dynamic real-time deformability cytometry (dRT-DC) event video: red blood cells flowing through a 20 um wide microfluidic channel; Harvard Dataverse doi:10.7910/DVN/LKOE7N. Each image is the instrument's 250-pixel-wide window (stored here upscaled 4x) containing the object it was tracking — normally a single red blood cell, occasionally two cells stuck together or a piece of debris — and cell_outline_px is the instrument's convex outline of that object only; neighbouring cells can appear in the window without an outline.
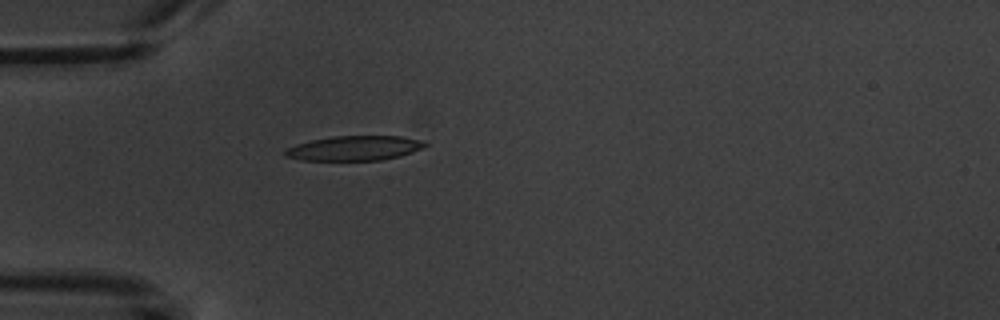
{"species": "common noctule bat (a hibernating species)", "species_latin": "Nyctalus noctula", "temperature_condition": "warm", "stored_images_in_passage": 5, "camera_frame_rate_fps": 3000, "um_per_image_px": 0.085, "animal": {"sex": "male", "body_mass_g": 20.1, "forearm_length_mm": 53.5}, "frame": {"image": 1, "passage_image": 5, "time_ms": 4.667, "image_size_px": [1000, 320], "cell_outline_px": [[428, 144], [424, 148], [400, 156], [380, 160], [300, 160], [284, 156], [284, 152], [288, 148], [296, 144], [312, 140], [332, 136], [400, 136], [424, 140]], "centroid_in_image_um": [30.16, 12.59], "position_along_channel_um": 54.8, "area_um2": 20.17}}